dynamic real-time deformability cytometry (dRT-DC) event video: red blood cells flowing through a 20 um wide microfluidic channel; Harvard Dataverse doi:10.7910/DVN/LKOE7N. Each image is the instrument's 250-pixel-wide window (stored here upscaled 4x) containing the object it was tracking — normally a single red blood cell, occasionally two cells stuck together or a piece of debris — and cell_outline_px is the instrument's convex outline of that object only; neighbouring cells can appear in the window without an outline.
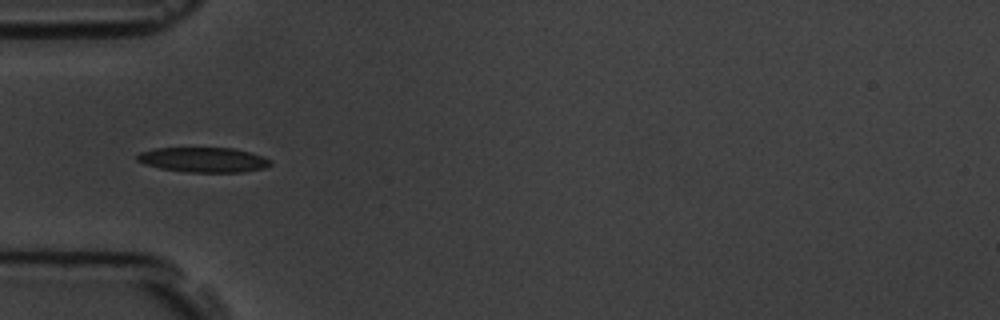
{"species": "common noctule bat (a hibernating species)", "species_latin": "Nyctalus noctula", "temperature_condition": "room temperature", "stored_images_in_passage": 11, "camera_frame_rate_fps": 3000, "um_per_image_px": 0.085, "animal": {"sex": "male", "body_mass_g": 19.5, "forearm_length_mm": 54.6}, "frame": {"image": 1, "passage_image": 5, "time_ms": 4.667, "image_size_px": [1000, 320], "cell_outline_px": [[272, 164], [264, 168], [244, 172], [188, 172], [160, 168], [144, 164], [136, 160], [136, 156], [140, 152], [156, 148], [232, 148], [264, 156], [272, 160]], "centroid_in_image_um": [17.31, 13.58], "position_along_channel_um": 67.7, "area_um2": 19.36}}
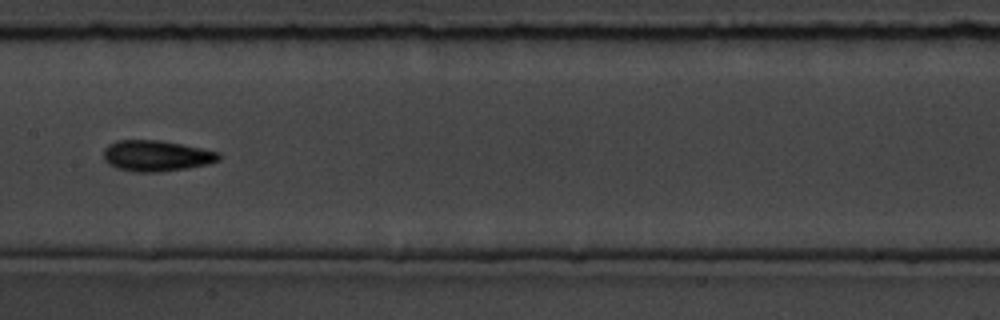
{"frame": {"image": 2, "passage_image": 8, "time_ms": 8.0, "image_size_px": [1000, 320], "cell_outline_px": [[220, 160], [208, 164], [188, 168], [160, 172], [132, 172], [116, 168], [108, 164], [104, 160], [104, 148], [108, 144], [116, 140], [160, 140], [220, 152]], "centroid_in_image_um": [13.26, 13.25], "position_along_channel_um": 194.1, "area_um2": 20.92}}
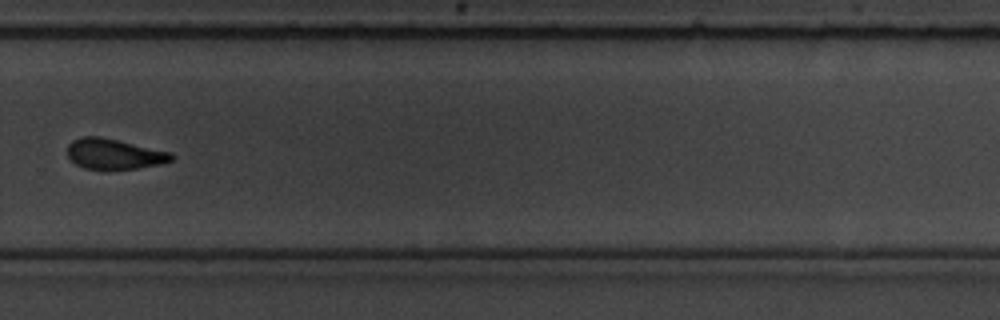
{"frame": {"image": 3, "passage_image": 11, "time_ms": 11.333, "image_size_px": [1000, 320], "cell_outline_px": [[176, 156], [172, 160], [160, 164], [136, 168], [84, 168], [76, 164], [68, 156], [68, 144], [72, 140], [84, 136], [100, 136], [172, 152]], "centroid_in_image_um": [9.72, 13.06], "position_along_channel_um": 320.1, "area_um2": 18.21}}